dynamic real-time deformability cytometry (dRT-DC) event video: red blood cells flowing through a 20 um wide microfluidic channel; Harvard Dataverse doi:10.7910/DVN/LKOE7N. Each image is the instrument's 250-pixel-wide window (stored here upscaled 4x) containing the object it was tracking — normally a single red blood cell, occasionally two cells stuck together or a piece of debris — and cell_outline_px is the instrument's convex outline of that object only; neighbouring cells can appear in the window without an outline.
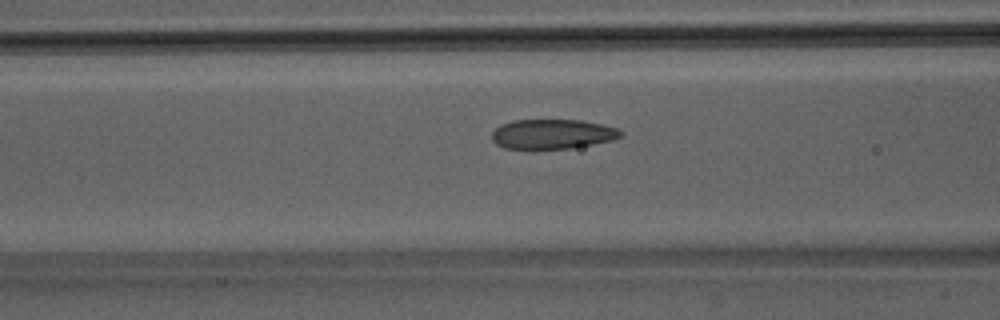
{"species": "Egyptian fruit bat (a non-hibernating species)", "species_latin": "Rousettus aegyptiacus", "temperature_condition": "room temperature", "stored_images_in_passage": 42, "camera_frame_rate_fps": 3000, "um_per_image_px": 0.085, "animal": {"sex": "male"}, "frame": {"image": 1, "passage_image": 12, "time_ms": 3.667, "image_size_px": [1000, 320], "cell_outline_px": [[624, 132], [620, 136], [612, 140], [572, 148], [504, 148], [496, 144], [492, 140], [492, 132], [500, 124], [512, 120], [580, 120], [600, 124], [616, 128]], "centroid_in_image_um": [46.92, 11.38], "position_along_channel_um": 119.7, "area_um2": 22.08}}
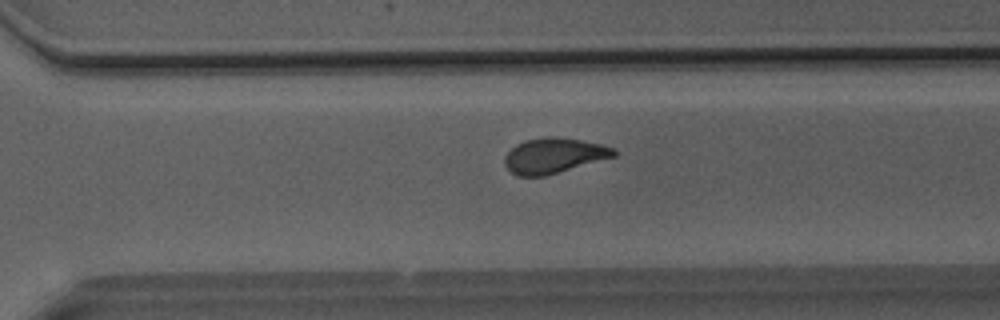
{"frame": {"image": 2, "passage_image": 27, "time_ms": 8.667, "image_size_px": [1000, 320], "cell_outline_px": [[616, 156], [544, 176], [516, 176], [504, 164], [504, 156], [516, 144], [524, 140], [544, 136], [556, 136], [580, 140], [600, 144], [616, 148]], "centroid_in_image_um": [47.06, 13.21], "position_along_channel_um": 323.5, "area_um2": 22.43}}
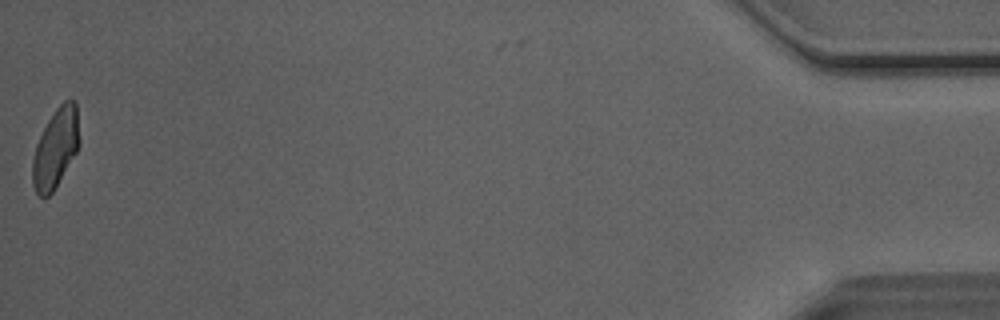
{"frame": {"image": 3, "passage_image": 42, "time_ms": 13.667, "image_size_px": [1000, 320], "cell_outline_px": [[80, 144], [76, 152], [52, 192], [48, 196], [40, 196], [36, 192], [32, 184], [32, 160], [36, 144], [48, 120], [56, 108], [64, 100], [72, 100], [76, 104], [80, 140]], "centroid_in_image_um": [4.72, 12.58], "position_along_channel_um": 430.5, "area_um2": 21.39}, "authors_computed_cell_mechanics": {"area_um2": 22.8599, "velocity_mm_per_s": 4.086, "shape_relaxation_time_tau1_ms": 5.6263, "shape_relaxation_time_tau2_ms": 1.3846, "deformation_change_tau1": 0.1592, "deformation_change_tau2": 0.0709}}